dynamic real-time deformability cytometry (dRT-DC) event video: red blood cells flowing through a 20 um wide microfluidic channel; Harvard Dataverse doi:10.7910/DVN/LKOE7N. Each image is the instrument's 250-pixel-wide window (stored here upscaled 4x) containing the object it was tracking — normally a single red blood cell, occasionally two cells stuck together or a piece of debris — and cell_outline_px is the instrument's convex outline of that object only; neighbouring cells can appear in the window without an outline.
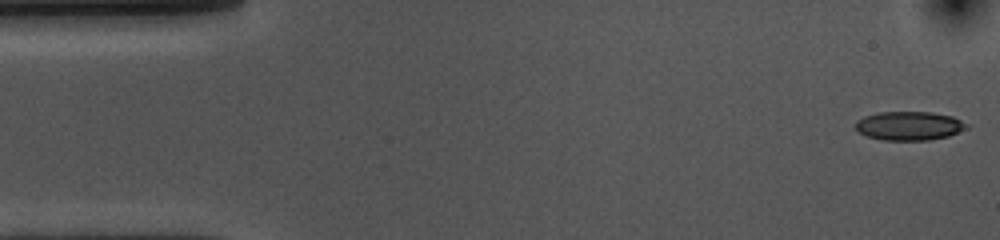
{"species": "common noctule bat (a hibernating species)", "species_latin": "Nyctalus noctula", "temperature_condition": "cold", "stored_images_in_passage": 10, "camera_frame_rate_fps": 3000, "um_per_image_px": 0.085, "animal": {"sex": "female", "body_mass_g": 10.0, "forearm_length_mm": 53.1}, "frame": {"image": 1, "passage_image": 1, "time_ms": 0.0, "image_size_px": [1000, 240], "cell_outline_px": [[972, 124], [968, 128], [948, 136], [928, 140], [880, 140], [864, 136], [856, 128], [856, 120], [864, 116], [880, 112], [932, 112], [952, 116]], "centroid_in_image_um": [77.31, 10.69], "position_along_channel_um": 7.7, "area_um2": 18.9}}